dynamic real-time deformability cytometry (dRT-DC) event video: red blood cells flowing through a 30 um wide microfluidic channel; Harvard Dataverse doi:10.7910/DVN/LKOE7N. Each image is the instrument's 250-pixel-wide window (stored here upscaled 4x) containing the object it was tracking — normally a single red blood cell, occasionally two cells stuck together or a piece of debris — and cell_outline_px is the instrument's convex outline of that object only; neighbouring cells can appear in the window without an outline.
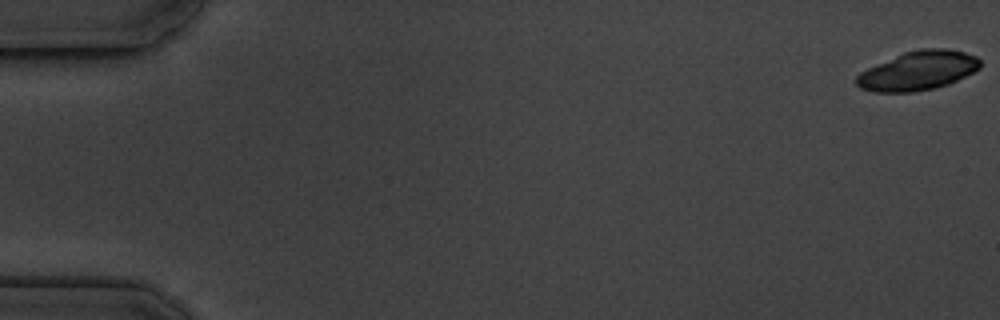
{"species": "common noctule bat (a hibernating species)", "species_latin": "Nyctalus noctula", "temperature_condition": "cold", "stored_images_in_passage": 5, "camera_frame_rate_fps": 3000, "um_per_image_px": 0.085, "animal": {"sex": "male", "body_mass_g": 19.5, "forearm_length_mm": 54.6}, "frame": {"image": 1, "passage_image": 1, "time_ms": 0.0, "image_size_px": [1000, 320], "cell_outline_px": [[980, 68], [948, 84], [932, 88], [912, 92], [872, 92], [860, 88], [856, 84], [856, 76], [860, 72], [876, 64], [904, 52], [920, 48], [948, 48], [964, 52], [976, 56], [980, 60]], "centroid_in_image_um": [78.01, 6.0], "position_along_channel_um": 7.0, "area_um2": 28.03}}
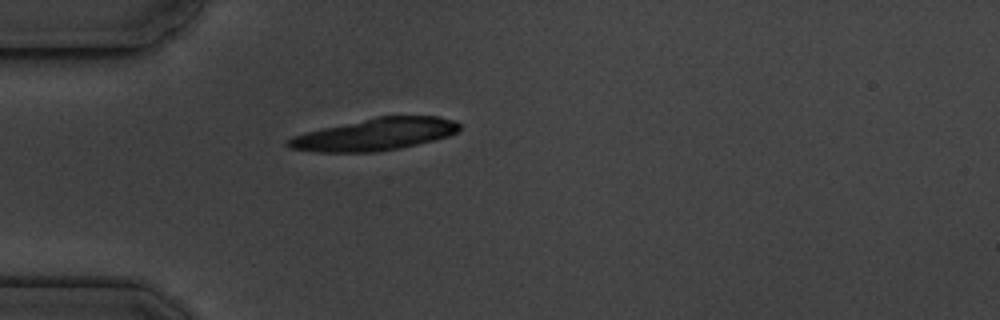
{"frame": {"image": 2, "passage_image": 5, "time_ms": 5.333, "image_size_px": [1000, 320], "cell_outline_px": [[460, 128], [456, 132], [448, 136], [400, 148], [372, 152], [316, 152], [288, 148], [284, 144], [292, 136], [304, 132], [376, 116], [440, 116], [456, 120], [460, 124]], "centroid_in_image_um": [31.85, 11.41], "position_along_channel_um": 53.2, "area_um2": 32.14}}